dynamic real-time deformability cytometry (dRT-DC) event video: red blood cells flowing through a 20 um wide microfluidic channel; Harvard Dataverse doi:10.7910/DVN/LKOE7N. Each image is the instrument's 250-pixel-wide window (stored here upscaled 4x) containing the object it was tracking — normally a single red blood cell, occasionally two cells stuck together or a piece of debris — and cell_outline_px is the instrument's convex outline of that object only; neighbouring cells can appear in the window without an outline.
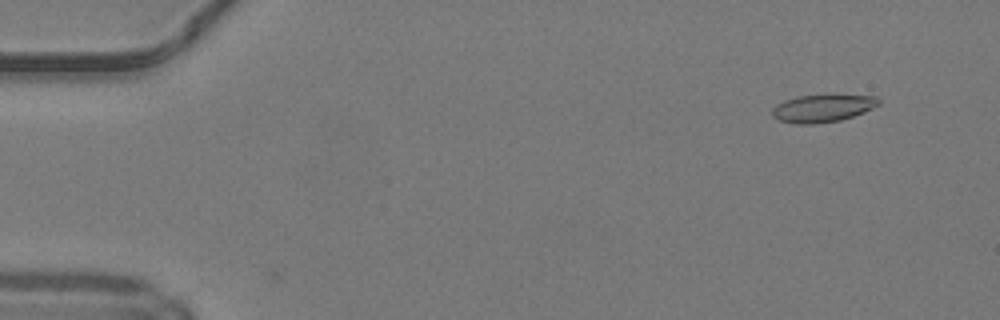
{"species": "common noctule bat (a hibernating species)", "species_latin": "Nyctalus noctula", "temperature_condition": "warm", "stored_images_in_passage": 5, "camera_frame_rate_fps": 3000, "um_per_image_px": 0.085, "animal": {"sex": "male", "body_mass_g": 19.2, "forearm_length_mm": 51.8}, "frame": {"image": 1, "passage_image": 5, "time_ms": 1.333, "image_size_px": [1000, 320], "cell_outline_px": [[880, 104], [864, 112], [840, 120], [816, 124], [796, 124], [776, 120], [772, 116], [772, 108], [776, 104], [784, 100], [796, 96], [828, 92], [876, 96], [880, 100]], "centroid_in_image_um": [69.92, 9.15], "position_along_channel_um": 15.1, "area_um2": 18.09}}